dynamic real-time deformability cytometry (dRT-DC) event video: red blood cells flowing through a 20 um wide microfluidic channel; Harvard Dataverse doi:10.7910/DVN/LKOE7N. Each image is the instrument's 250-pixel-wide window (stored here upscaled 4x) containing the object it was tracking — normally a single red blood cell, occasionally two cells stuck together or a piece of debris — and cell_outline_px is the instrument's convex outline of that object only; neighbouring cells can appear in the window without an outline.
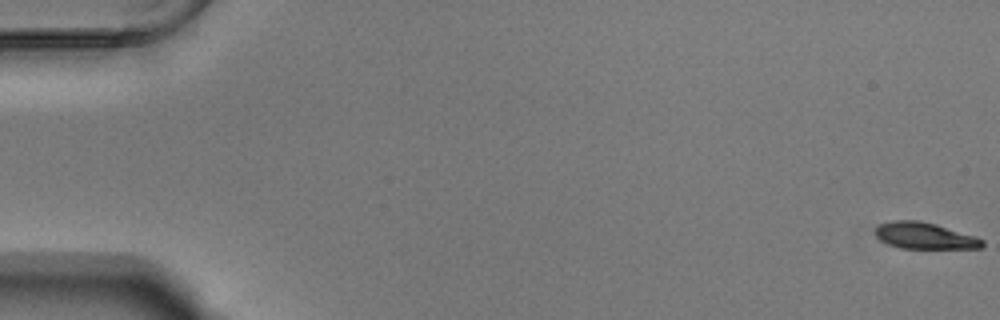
{"species": "Egyptian fruit bat (a non-hibernating species)", "species_latin": "Rousettus aegyptiacus", "temperature_condition": "warm", "stored_images_in_passage": 16, "camera_frame_rate_fps": 3000, "um_per_image_px": 0.085, "animal": {"sex": "male"}, "frame": {"image": 1, "passage_image": 1, "time_ms": 0.0, "image_size_px": [1000, 320], "cell_outline_px": [[984, 244], [980, 248], [900, 248], [888, 244], [880, 240], [876, 236], [876, 228], [880, 224], [892, 220], [920, 220], [936, 224], [976, 236], [984, 240]], "centroid_in_image_um": [78.6, 20.03], "position_along_channel_um": 6.4, "area_um2": 16.47}}
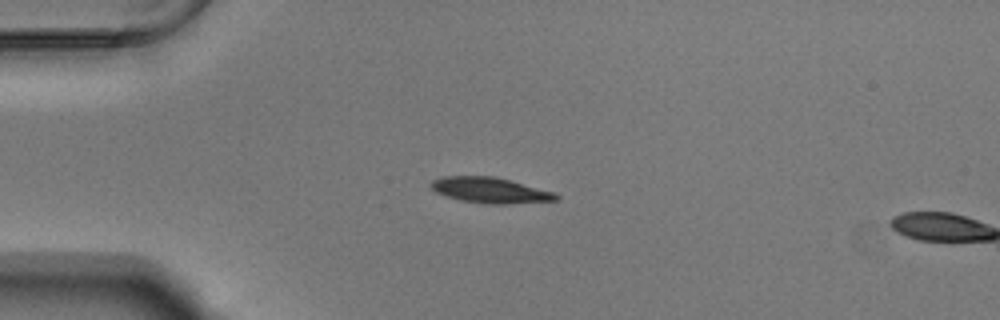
{"frame": {"image": 2, "passage_image": 15, "time_ms": 4.667, "image_size_px": [1000, 320], "cell_outline_px": [[560, 200], [504, 204], [492, 204], [460, 200], [436, 192], [428, 184], [432, 180], [444, 176], [496, 176], [556, 192], [560, 196]], "centroid_in_image_um": [41.71, 16.16], "position_along_channel_um": 43.3, "area_um2": 18.79}}